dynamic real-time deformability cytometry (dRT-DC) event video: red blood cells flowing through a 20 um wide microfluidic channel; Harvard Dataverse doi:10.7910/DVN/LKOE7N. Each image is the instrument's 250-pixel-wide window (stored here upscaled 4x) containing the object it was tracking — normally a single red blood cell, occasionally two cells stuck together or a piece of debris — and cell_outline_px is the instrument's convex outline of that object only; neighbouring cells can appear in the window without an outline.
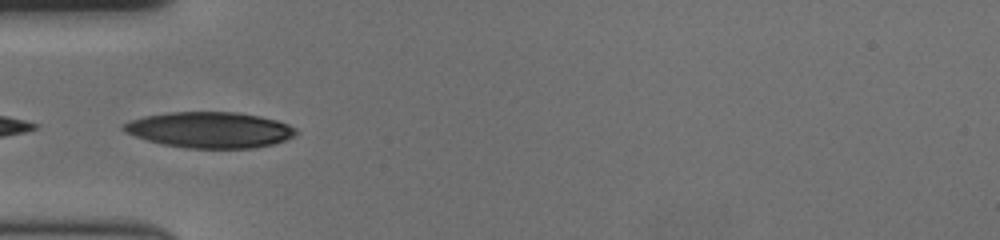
{"species": "human", "species_latin": "Homo sapiens", "temperature_condition": "cold", "stored_images_in_passage": 40, "camera_frame_rate_fps": 3000, "um_per_image_px": 0.085, "donor": {"sex": "female"}, "frame": {"image": 1, "passage_image": 1, "time_ms": 0.0, "image_size_px": [1000, 240], "cell_outline_px": [[300, 132], [296, 136], [276, 144], [252, 148], [184, 148], [164, 144], [148, 140], [124, 132], [120, 128], [128, 120], [144, 116], [168, 112], [240, 112], [260, 116], [276, 120], [288, 124], [296, 128]], "centroid_in_image_um": [17.87, 11.04], "position_along_channel_um": 67.1, "area_um2": 36.41}}
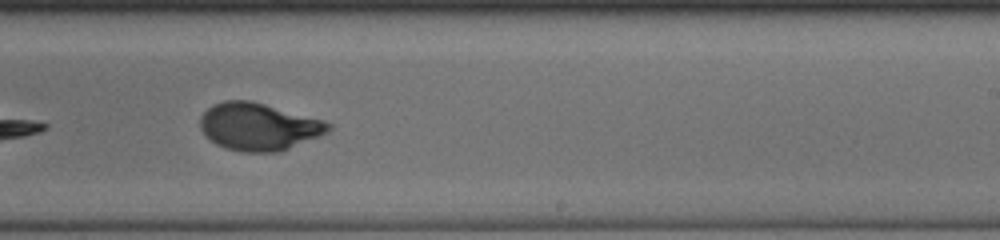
{"frame": {"image": 2, "passage_image": 18, "time_ms": 5.667, "image_size_px": [1000, 240], "cell_outline_px": [[332, 128], [328, 132], [320, 136], [280, 152], [244, 152], [224, 148], [216, 144], [204, 136], [200, 128], [200, 116], [212, 104], [224, 100], [248, 100], [264, 104], [324, 120], [332, 124]], "centroid_in_image_um": [21.97, 10.77], "position_along_channel_um": 267.0, "area_um2": 35.6}}
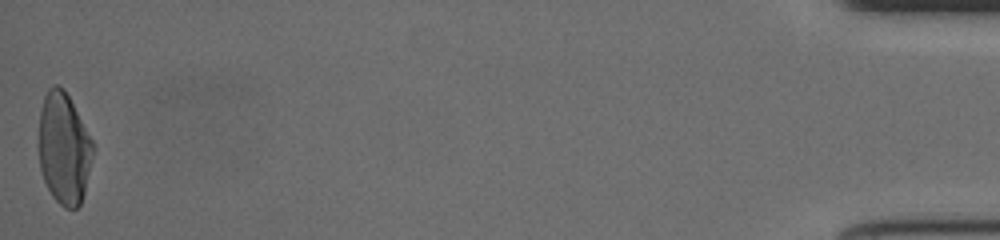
{"frame": {"image": 3, "passage_image": 40, "time_ms": 13.0, "image_size_px": [1000, 240], "cell_outline_px": [[92, 156], [84, 192], [80, 204], [76, 208], [64, 208], [52, 196], [44, 180], [40, 168], [40, 112], [44, 96], [48, 88], [52, 84], [56, 84], [64, 88], [92, 140]], "centroid_in_image_um": [5.42, 12.6], "position_along_channel_um": 429.8, "area_um2": 34.56}, "authors_computed_cell_mechanics": {"area_um2": 35.4314, "velocity_mm_per_s": 3.5495, "shape_relaxation_time_tau1_ms": 3.9415, "shape_relaxation_time_tau2_ms": 0.7246, "deformation_change_tau1": 0.1966, "deformation_change_tau2": 0.0534}}